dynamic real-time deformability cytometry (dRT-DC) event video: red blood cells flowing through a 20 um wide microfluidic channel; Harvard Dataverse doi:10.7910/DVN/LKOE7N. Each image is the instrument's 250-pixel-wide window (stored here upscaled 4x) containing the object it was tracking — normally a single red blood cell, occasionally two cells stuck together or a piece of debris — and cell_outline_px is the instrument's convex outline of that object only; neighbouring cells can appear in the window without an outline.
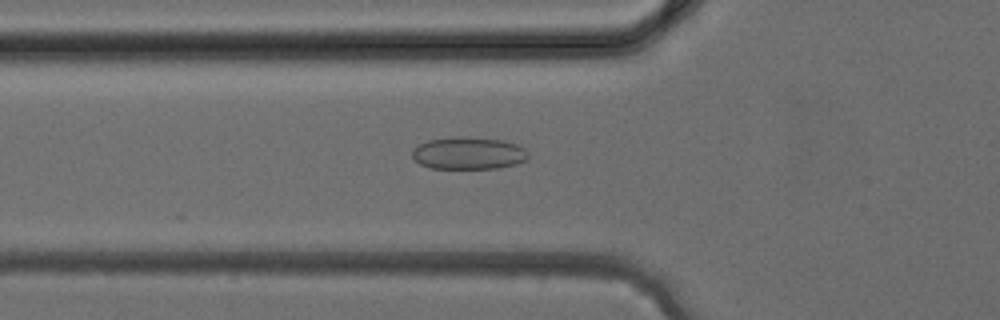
{"species": "common noctule bat (a hibernating species)", "species_latin": "Nyctalus noctula", "temperature_condition": "cold", "stored_images_in_passage": 28, "camera_frame_rate_fps": 3000, "um_per_image_px": 0.085, "animal": {"sex": "female", "body_mass_g": 24.6, "forearm_length_mm": 56.2}, "frame": {"image": 1, "passage_image": 3, "time_ms": 0.667, "image_size_px": [1000, 320], "cell_outline_px": [[528, 156], [524, 160], [516, 164], [496, 168], [432, 168], [420, 164], [412, 156], [412, 148], [428, 140], [452, 136], [456, 136], [500, 140], [516, 144], [524, 148]], "centroid_in_image_um": [39.78, 13.02], "position_along_channel_um": 86.0, "area_um2": 21.62}}
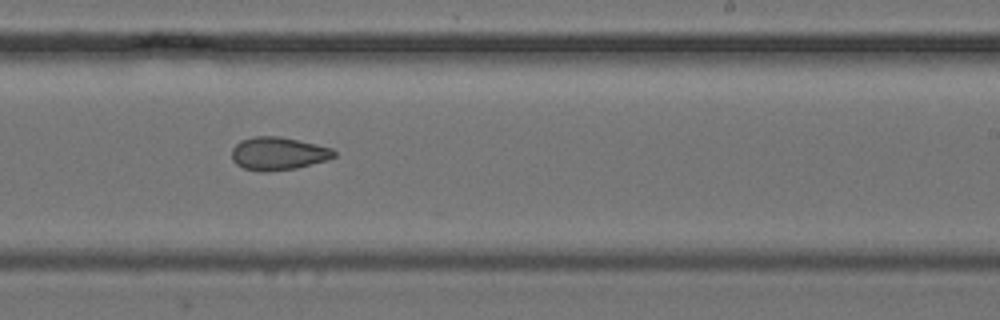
{"frame": {"image": 2, "passage_image": 13, "time_ms": 4.0, "image_size_px": [1000, 320], "cell_outline_px": [[336, 156], [328, 160], [296, 168], [268, 172], [260, 172], [244, 168], [236, 164], [232, 160], [232, 148], [240, 140], [256, 136], [280, 136], [316, 144], [332, 148], [336, 152]], "centroid_in_image_um": [23.65, 13.06], "position_along_channel_um": 265.4, "area_um2": 19.83}}
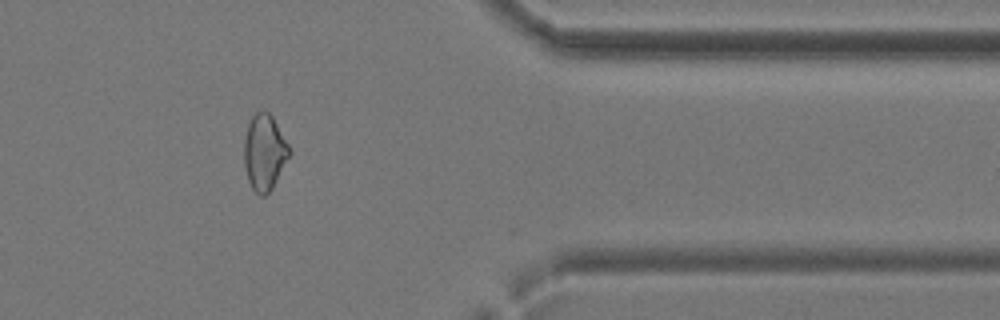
{"frame": {"image": 3, "passage_image": 21, "time_ms": 6.667, "image_size_px": [1000, 320], "cell_outline_px": [[292, 152], [272, 188], [264, 196], [260, 196], [252, 188], [248, 180], [244, 164], [244, 140], [248, 124], [252, 116], [256, 112], [264, 108], [272, 116], [288, 144]], "centroid_in_image_um": [22.47, 12.93], "position_along_channel_um": 388.9, "area_um2": 20.0}}